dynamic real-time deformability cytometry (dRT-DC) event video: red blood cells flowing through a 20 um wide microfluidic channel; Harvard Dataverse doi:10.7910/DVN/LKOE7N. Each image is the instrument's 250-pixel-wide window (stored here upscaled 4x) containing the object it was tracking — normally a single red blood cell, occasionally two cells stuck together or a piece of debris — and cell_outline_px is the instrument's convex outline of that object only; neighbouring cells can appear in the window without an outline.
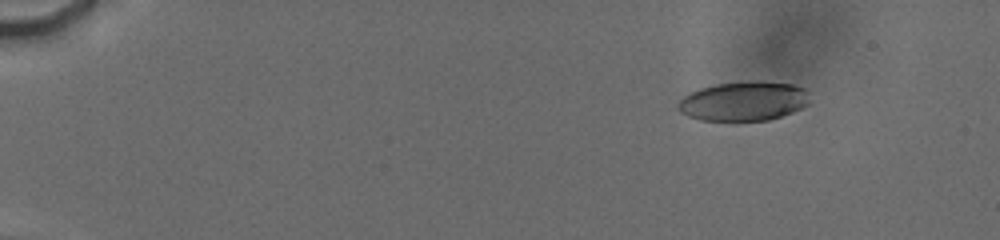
{"species": "human", "species_latin": "Homo sapiens", "temperature_condition": "cold", "stored_images_in_passage": 51, "camera_frame_rate_fps": 3000, "um_per_image_px": 0.085, "donor": {"sex": "male"}, "frame": {"image": 1, "passage_image": 23, "time_ms": 2.667, "image_size_px": [1000, 240], "cell_outline_px": [[808, 104], [792, 112], [768, 120], [700, 120], [688, 116], [680, 112], [676, 108], [680, 100], [684, 96], [700, 88], [716, 84], [748, 80], [792, 84], [804, 88], [808, 100]], "centroid_in_image_um": [63.17, 8.59], "position_along_channel_um": 21.8, "area_um2": 29.94}}
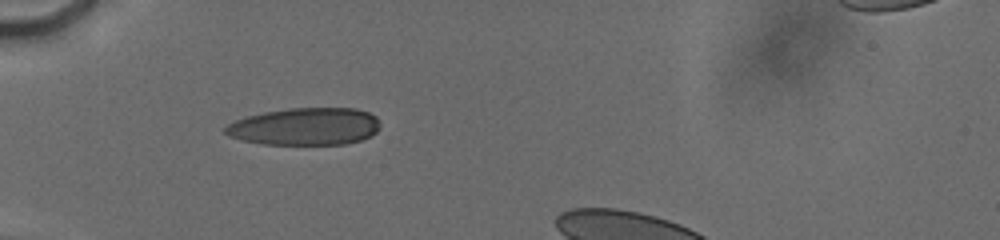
{"frame": {"image": 2, "passage_image": 50, "time_ms": 6.667, "image_size_px": [1000, 240], "cell_outline_px": [[380, 128], [372, 136], [360, 140], [344, 144], [264, 144], [240, 140], [228, 136], [224, 132], [224, 128], [228, 124], [236, 120], [248, 116], [264, 112], [288, 108], [356, 108], [368, 112], [376, 116], [380, 120]], "centroid_in_image_um": [25.95, 10.75], "position_along_channel_um": 59.0, "area_um2": 33.93}}